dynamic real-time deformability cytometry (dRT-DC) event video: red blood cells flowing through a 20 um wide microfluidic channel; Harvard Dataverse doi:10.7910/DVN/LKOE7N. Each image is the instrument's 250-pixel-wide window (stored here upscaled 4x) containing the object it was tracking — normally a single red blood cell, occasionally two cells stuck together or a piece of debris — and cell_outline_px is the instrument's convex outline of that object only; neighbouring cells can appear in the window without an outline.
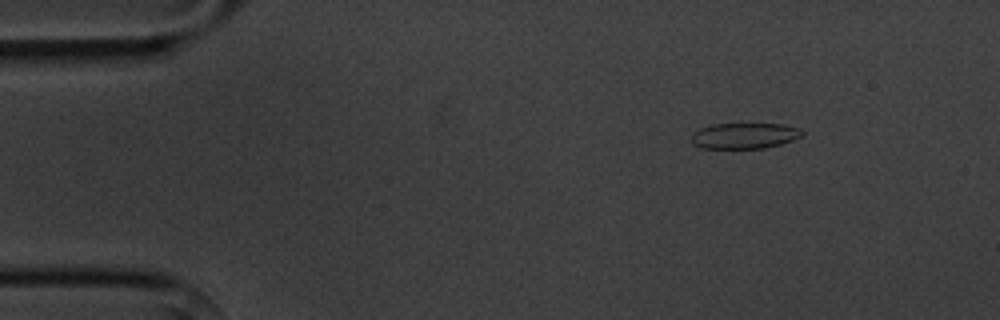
{"species": "common noctule bat (a hibernating species)", "species_latin": "Nyctalus noctula", "temperature_condition": "cold", "stored_images_in_passage": 4, "camera_frame_rate_fps": 3000, "um_per_image_px": 0.085, "animal": {"sex": "male", "body_mass_g": 20.1, "forearm_length_mm": 53.5}, "frame": {"image": 1, "passage_image": 2, "time_ms": 1.333, "image_size_px": [1000, 320], "cell_outline_px": [[804, 132], [800, 136], [792, 140], [780, 144], [764, 148], [700, 148], [692, 144], [692, 132], [700, 128], [712, 124], [784, 124], [800, 128]], "centroid_in_image_um": [63.25, 11.53], "position_along_channel_um": 21.7, "area_um2": 16.65}}